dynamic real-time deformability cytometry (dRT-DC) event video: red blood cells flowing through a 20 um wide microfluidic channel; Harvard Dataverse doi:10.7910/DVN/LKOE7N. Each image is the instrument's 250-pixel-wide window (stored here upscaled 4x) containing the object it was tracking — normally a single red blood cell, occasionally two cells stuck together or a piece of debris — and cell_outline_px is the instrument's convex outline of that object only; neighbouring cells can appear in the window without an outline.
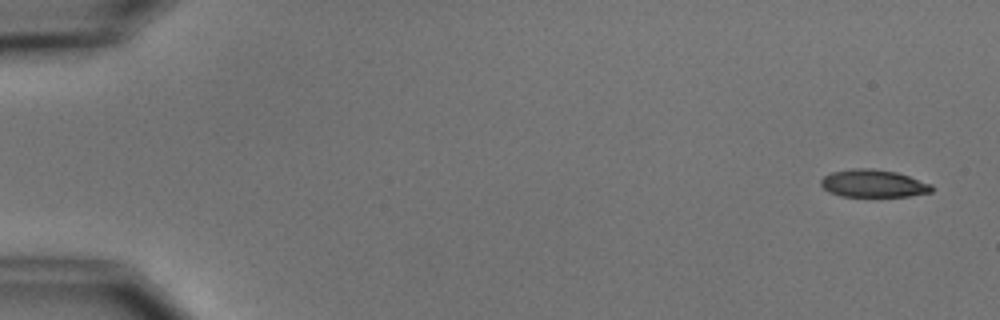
{"species": "common noctule bat (a hibernating species)", "species_latin": "Nyctalus noctula", "temperature_condition": "cold", "stored_images_in_passage": 5, "camera_frame_rate_fps": 3000, "um_per_image_px": 0.085, "animal": {"sex": "male", "body_mass_g": 15.6}, "frame": {"image": 1, "passage_image": 1, "time_ms": 0.0, "image_size_px": [1000, 320], "cell_outline_px": [[932, 192], [908, 196], [840, 196], [828, 192], [820, 184], [820, 180], [824, 176], [832, 172], [852, 168], [872, 168], [896, 172], [932, 184]], "centroid_in_image_um": [74.2, 15.59], "position_along_channel_um": 10.8, "area_um2": 17.8}}
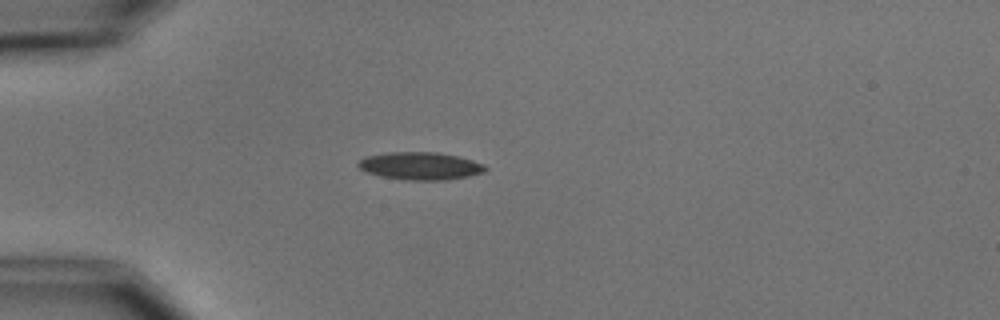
{"frame": {"image": 2, "passage_image": 4, "time_ms": 4.333, "image_size_px": [1000, 320], "cell_outline_px": [[488, 168], [484, 172], [468, 176], [444, 180], [404, 180], [380, 176], [368, 172], [360, 168], [356, 164], [364, 156], [384, 152], [436, 152], [460, 156], [484, 164]], "centroid_in_image_um": [35.71, 14.09], "position_along_channel_um": 49.3, "area_um2": 20.63}}